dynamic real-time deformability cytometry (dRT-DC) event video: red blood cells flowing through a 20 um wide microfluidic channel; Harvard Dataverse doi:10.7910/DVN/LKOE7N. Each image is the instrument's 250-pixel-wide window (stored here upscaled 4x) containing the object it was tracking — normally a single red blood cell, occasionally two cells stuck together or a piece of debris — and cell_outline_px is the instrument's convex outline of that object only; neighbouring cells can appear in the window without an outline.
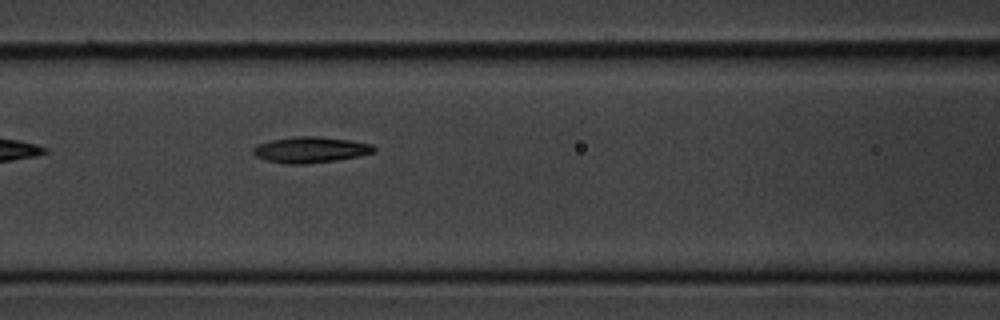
{"species": "common noctule bat (a hibernating species)", "species_latin": "Nyctalus noctula", "temperature_condition": "cold", "stored_images_in_passage": 6, "camera_frame_rate_fps": 3000, "um_per_image_px": 0.085, "animal": {"sex": "male", "body_mass_g": 20.1, "forearm_length_mm": 53.5}, "frame": {"image": 1, "passage_image": 6, "time_ms": 6.667, "image_size_px": [1000, 320], "cell_outline_px": [[376, 152], [360, 156], [336, 160], [304, 164], [288, 164], [268, 160], [256, 156], [252, 152], [252, 148], [256, 144], [272, 140], [292, 136], [320, 136], [348, 140], [372, 144], [376, 148]], "centroid_in_image_um": [26.4, 12.72], "position_along_channel_um": 140.2, "area_um2": 18.32}}